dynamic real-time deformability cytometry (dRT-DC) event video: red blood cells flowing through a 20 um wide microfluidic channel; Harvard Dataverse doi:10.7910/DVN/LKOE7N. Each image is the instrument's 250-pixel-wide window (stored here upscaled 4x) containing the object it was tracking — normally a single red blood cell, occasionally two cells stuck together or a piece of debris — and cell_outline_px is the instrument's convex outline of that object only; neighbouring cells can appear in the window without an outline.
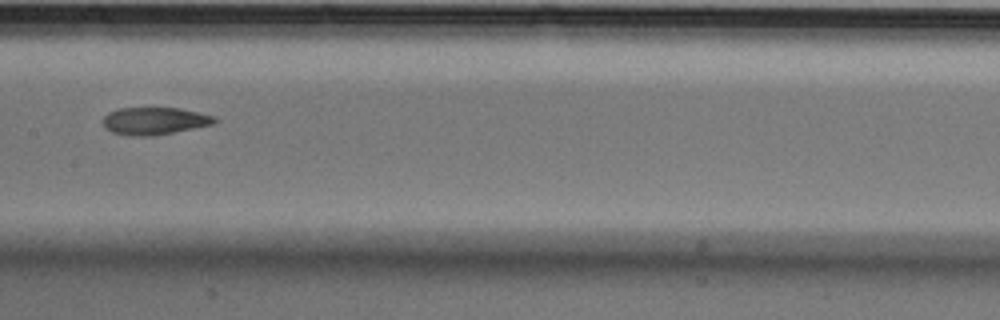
{"species": "Egyptian fruit bat (a non-hibernating species)", "species_latin": "Rousettus aegyptiacus", "temperature_condition": "cold", "stored_images_in_passage": 4, "camera_frame_rate_fps": 3000, "um_per_image_px": 0.085, "animal": {"sex": "male"}, "frame": {"image": 1, "passage_image": 4, "time_ms": 1.0, "image_size_px": [1000, 320], "cell_outline_px": [[216, 120], [212, 124], [152, 136], [128, 136], [112, 132], [104, 124], [104, 116], [108, 112], [120, 108], [180, 108], [200, 112], [216, 116]], "centroid_in_image_um": [13.13, 10.27], "position_along_channel_um": 194.3, "area_um2": 17.63}}